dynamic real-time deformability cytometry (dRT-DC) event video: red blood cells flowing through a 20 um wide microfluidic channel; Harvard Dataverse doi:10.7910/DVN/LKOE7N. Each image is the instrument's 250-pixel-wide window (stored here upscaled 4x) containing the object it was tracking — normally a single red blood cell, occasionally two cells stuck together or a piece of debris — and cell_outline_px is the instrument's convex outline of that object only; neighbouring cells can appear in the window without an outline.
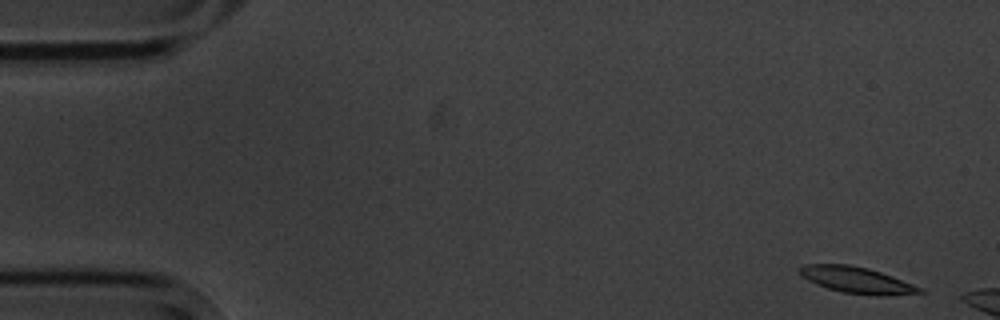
{"species": "common noctule bat (a hibernating species)", "species_latin": "Nyctalus noctula", "temperature_condition": "cold", "stored_images_in_passage": 5, "camera_frame_rate_fps": 3000, "um_per_image_px": 0.085, "animal": {"sex": "male", "body_mass_g": 20.1, "forearm_length_mm": 53.5}, "frame": {"image": 1, "passage_image": 1, "time_ms": 0.0, "image_size_px": [1000, 320], "cell_outline_px": [[928, 292], [880, 296], [876, 296], [840, 292], [816, 284], [800, 276], [796, 272], [796, 268], [804, 264], [848, 264], [868, 268], [892, 276], [912, 284]], "centroid_in_image_um": [72.75, 23.8], "position_along_channel_um": 12.3, "area_um2": 18.55}}